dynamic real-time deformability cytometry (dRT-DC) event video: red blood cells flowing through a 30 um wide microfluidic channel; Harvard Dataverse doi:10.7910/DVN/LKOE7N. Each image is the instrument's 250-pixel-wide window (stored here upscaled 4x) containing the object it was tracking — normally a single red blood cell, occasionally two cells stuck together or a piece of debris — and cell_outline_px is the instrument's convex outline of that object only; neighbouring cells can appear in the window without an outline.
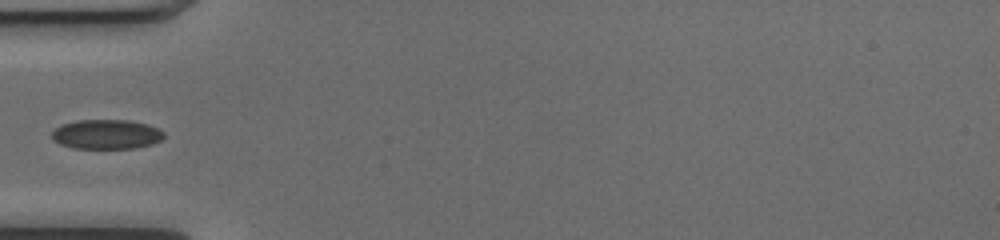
{"species": "common noctule bat (a hibernating species)", "species_latin": "Nyctalus noctula", "temperature_condition": "cold", "stored_images_in_passage": 35, "camera_frame_rate_fps": 3000, "um_per_image_px": 0.085, "animal": {"sex": "female", "body_mass_g": 17.0, "forearm_length_mm": 48.0}, "frame": {"image": 1, "passage_image": 1, "time_ms": 0.0, "image_size_px": [1000, 240], "cell_outline_px": [[164, 136], [160, 140], [152, 144], [136, 148], [72, 148], [60, 144], [52, 140], [52, 132], [60, 124], [76, 120], [128, 120], [148, 124], [164, 132]], "centroid_in_image_um": [9.02, 11.41], "position_along_channel_um": 76.0, "area_um2": 19.36}}
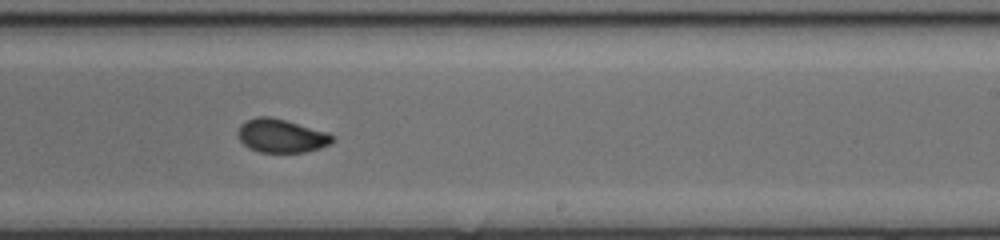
{"frame": {"image": 2, "passage_image": 15, "time_ms": 4.667, "image_size_px": [1000, 240], "cell_outline_px": [[336, 140], [320, 148], [304, 152], [260, 152], [248, 148], [240, 140], [236, 132], [240, 124], [244, 120], [256, 116], [272, 116], [328, 132], [336, 136]], "centroid_in_image_um": [23.9, 11.52], "position_along_channel_um": 265.1, "area_um2": 18.79}}
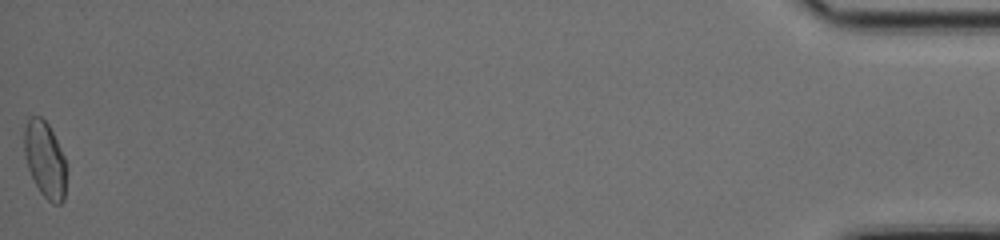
{"frame": {"image": 3, "passage_image": 35, "time_ms": 11.333, "image_size_px": [1000, 240], "cell_outline_px": [[64, 200], [60, 204], [52, 204], [40, 192], [28, 168], [24, 152], [24, 128], [28, 120], [32, 116], [40, 116], [48, 124], [64, 156]], "centroid_in_image_um": [3.79, 13.55], "position_along_channel_um": 431.4, "area_um2": 18.21}}